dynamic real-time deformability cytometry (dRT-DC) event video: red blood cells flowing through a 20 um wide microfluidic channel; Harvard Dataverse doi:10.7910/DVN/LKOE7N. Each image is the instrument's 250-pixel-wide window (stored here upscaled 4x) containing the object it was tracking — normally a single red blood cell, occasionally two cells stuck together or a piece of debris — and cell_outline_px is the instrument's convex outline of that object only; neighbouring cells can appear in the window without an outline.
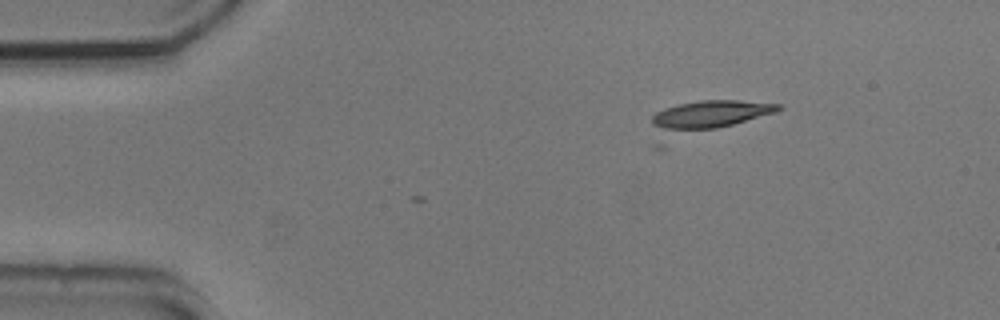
{"species": "common noctule bat (a hibernating species)", "species_latin": "Nyctalus noctula", "temperature_condition": "cold", "stored_images_in_passage": 2, "camera_frame_rate_fps": 3000, "um_per_image_px": 0.085, "animal": {"sex": "male", "body_mass_g": 20.5, "forearm_length_mm": 52.5}, "frame": {"image": 1, "passage_image": 2, "time_ms": 0.333, "image_size_px": [1000, 320], "cell_outline_px": [[784, 108], [776, 112], [732, 124], [716, 128], [668, 132], [664, 132], [652, 124], [652, 116], [656, 112], [664, 108], [680, 104], [700, 100], [740, 100], [780, 104]], "centroid_in_image_um": [60.35, 9.72], "position_along_channel_um": 24.6, "area_um2": 20.35}}